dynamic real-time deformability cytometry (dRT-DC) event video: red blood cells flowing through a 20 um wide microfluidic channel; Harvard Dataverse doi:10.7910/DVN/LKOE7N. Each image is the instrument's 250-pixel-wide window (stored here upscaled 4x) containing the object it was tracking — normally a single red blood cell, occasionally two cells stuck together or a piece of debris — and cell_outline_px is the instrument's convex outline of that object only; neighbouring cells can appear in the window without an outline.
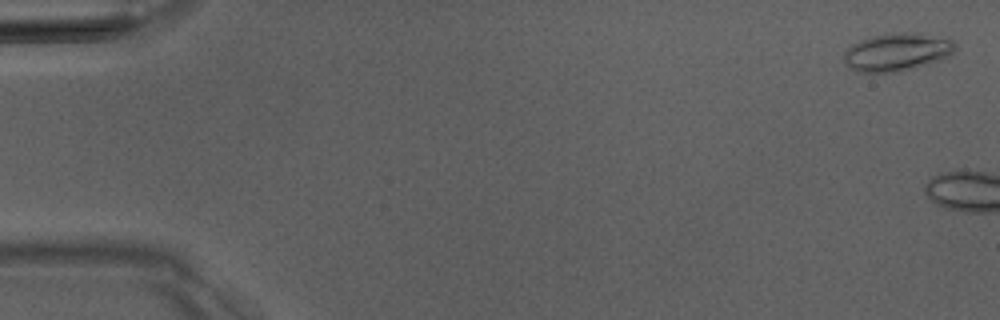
{"species": "Egyptian fruit bat (a non-hibernating species)", "species_latin": "Rousettus aegyptiacus", "temperature_condition": "room temperature", "stored_images_in_passage": 3, "camera_frame_rate_fps": 3000, "um_per_image_px": 0.085, "animal": {"sex": "male"}, "frame": {"image": 1, "passage_image": 1, "time_ms": 0.0, "image_size_px": [1000, 320], "cell_outline_px": [[956, 48], [948, 56], [900, 72], [860, 72], [848, 68], [844, 64], [844, 52], [852, 44], [860, 40], [872, 36], [892, 32], [916, 32], [948, 36], [956, 40]], "centroid_in_image_um": [76.27, 4.39], "position_along_channel_um": 8.7, "area_um2": 24.97}}